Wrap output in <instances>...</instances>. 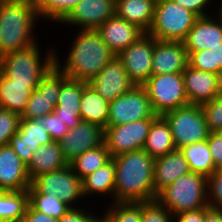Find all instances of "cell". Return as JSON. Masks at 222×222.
<instances>
[{"label":"cell","mask_w":222,"mask_h":222,"mask_svg":"<svg viewBox=\"0 0 222 222\" xmlns=\"http://www.w3.org/2000/svg\"><path fill=\"white\" fill-rule=\"evenodd\" d=\"M116 168L113 203L150 202L154 192V162L144 149L112 157Z\"/></svg>","instance_id":"cell-1"},{"label":"cell","mask_w":222,"mask_h":222,"mask_svg":"<svg viewBox=\"0 0 222 222\" xmlns=\"http://www.w3.org/2000/svg\"><path fill=\"white\" fill-rule=\"evenodd\" d=\"M62 63L55 50V65L72 80L89 83L116 56L96 30H78Z\"/></svg>","instance_id":"cell-2"},{"label":"cell","mask_w":222,"mask_h":222,"mask_svg":"<svg viewBox=\"0 0 222 222\" xmlns=\"http://www.w3.org/2000/svg\"><path fill=\"white\" fill-rule=\"evenodd\" d=\"M37 20L35 0H6L0 6V56L38 42Z\"/></svg>","instance_id":"cell-3"},{"label":"cell","mask_w":222,"mask_h":222,"mask_svg":"<svg viewBox=\"0 0 222 222\" xmlns=\"http://www.w3.org/2000/svg\"><path fill=\"white\" fill-rule=\"evenodd\" d=\"M40 42L1 56L3 75L12 84H38L48 70L55 65V47L46 55L40 52Z\"/></svg>","instance_id":"cell-4"},{"label":"cell","mask_w":222,"mask_h":222,"mask_svg":"<svg viewBox=\"0 0 222 222\" xmlns=\"http://www.w3.org/2000/svg\"><path fill=\"white\" fill-rule=\"evenodd\" d=\"M208 178L189 172L161 190L156 201L172 214L210 207L208 203Z\"/></svg>","instance_id":"cell-5"},{"label":"cell","mask_w":222,"mask_h":222,"mask_svg":"<svg viewBox=\"0 0 222 222\" xmlns=\"http://www.w3.org/2000/svg\"><path fill=\"white\" fill-rule=\"evenodd\" d=\"M198 18L173 0H158L147 33L160 41H183Z\"/></svg>","instance_id":"cell-6"},{"label":"cell","mask_w":222,"mask_h":222,"mask_svg":"<svg viewBox=\"0 0 222 222\" xmlns=\"http://www.w3.org/2000/svg\"><path fill=\"white\" fill-rule=\"evenodd\" d=\"M168 122L176 149L207 140L210 131L200 105L189 104L162 115Z\"/></svg>","instance_id":"cell-7"},{"label":"cell","mask_w":222,"mask_h":222,"mask_svg":"<svg viewBox=\"0 0 222 222\" xmlns=\"http://www.w3.org/2000/svg\"><path fill=\"white\" fill-rule=\"evenodd\" d=\"M143 86L157 115L189 105L183 72L151 75Z\"/></svg>","instance_id":"cell-8"},{"label":"cell","mask_w":222,"mask_h":222,"mask_svg":"<svg viewBox=\"0 0 222 222\" xmlns=\"http://www.w3.org/2000/svg\"><path fill=\"white\" fill-rule=\"evenodd\" d=\"M31 186L39 193L58 196L71 208L80 207L78 202L84 199L82 180L69 164L60 170L38 175L31 181Z\"/></svg>","instance_id":"cell-9"},{"label":"cell","mask_w":222,"mask_h":222,"mask_svg":"<svg viewBox=\"0 0 222 222\" xmlns=\"http://www.w3.org/2000/svg\"><path fill=\"white\" fill-rule=\"evenodd\" d=\"M154 114L144 86L134 85L130 90L110 102L107 127L150 118Z\"/></svg>","instance_id":"cell-10"},{"label":"cell","mask_w":222,"mask_h":222,"mask_svg":"<svg viewBox=\"0 0 222 222\" xmlns=\"http://www.w3.org/2000/svg\"><path fill=\"white\" fill-rule=\"evenodd\" d=\"M68 77L56 66L51 67L32 91L21 118L36 119L54 112L61 85Z\"/></svg>","instance_id":"cell-11"},{"label":"cell","mask_w":222,"mask_h":222,"mask_svg":"<svg viewBox=\"0 0 222 222\" xmlns=\"http://www.w3.org/2000/svg\"><path fill=\"white\" fill-rule=\"evenodd\" d=\"M157 116L154 114L150 118L106 127L104 129V144L110 151L111 157L143 149L152 123Z\"/></svg>","instance_id":"cell-12"},{"label":"cell","mask_w":222,"mask_h":222,"mask_svg":"<svg viewBox=\"0 0 222 222\" xmlns=\"http://www.w3.org/2000/svg\"><path fill=\"white\" fill-rule=\"evenodd\" d=\"M154 44L155 38L145 33L117 55L135 85H143L152 75Z\"/></svg>","instance_id":"cell-13"},{"label":"cell","mask_w":222,"mask_h":222,"mask_svg":"<svg viewBox=\"0 0 222 222\" xmlns=\"http://www.w3.org/2000/svg\"><path fill=\"white\" fill-rule=\"evenodd\" d=\"M52 141L45 127L43 116L36 119L21 118L19 130L11 136L8 144L22 162L28 166L33 152L39 146L49 144Z\"/></svg>","instance_id":"cell-14"},{"label":"cell","mask_w":222,"mask_h":222,"mask_svg":"<svg viewBox=\"0 0 222 222\" xmlns=\"http://www.w3.org/2000/svg\"><path fill=\"white\" fill-rule=\"evenodd\" d=\"M63 157L68 163L82 153L104 143V129L97 124L82 121L59 142Z\"/></svg>","instance_id":"cell-15"},{"label":"cell","mask_w":222,"mask_h":222,"mask_svg":"<svg viewBox=\"0 0 222 222\" xmlns=\"http://www.w3.org/2000/svg\"><path fill=\"white\" fill-rule=\"evenodd\" d=\"M115 15V0H81L61 24L96 30Z\"/></svg>","instance_id":"cell-16"},{"label":"cell","mask_w":222,"mask_h":222,"mask_svg":"<svg viewBox=\"0 0 222 222\" xmlns=\"http://www.w3.org/2000/svg\"><path fill=\"white\" fill-rule=\"evenodd\" d=\"M88 84L109 103L135 85L117 56H114Z\"/></svg>","instance_id":"cell-17"},{"label":"cell","mask_w":222,"mask_h":222,"mask_svg":"<svg viewBox=\"0 0 222 222\" xmlns=\"http://www.w3.org/2000/svg\"><path fill=\"white\" fill-rule=\"evenodd\" d=\"M188 66V52L182 41H160L155 38L152 75L183 72Z\"/></svg>","instance_id":"cell-18"},{"label":"cell","mask_w":222,"mask_h":222,"mask_svg":"<svg viewBox=\"0 0 222 222\" xmlns=\"http://www.w3.org/2000/svg\"><path fill=\"white\" fill-rule=\"evenodd\" d=\"M212 16L199 17L182 41L188 55L193 51L212 50L222 43V19Z\"/></svg>","instance_id":"cell-19"},{"label":"cell","mask_w":222,"mask_h":222,"mask_svg":"<svg viewBox=\"0 0 222 222\" xmlns=\"http://www.w3.org/2000/svg\"><path fill=\"white\" fill-rule=\"evenodd\" d=\"M96 31L116 56L145 34L137 25L116 15L106 20Z\"/></svg>","instance_id":"cell-20"},{"label":"cell","mask_w":222,"mask_h":222,"mask_svg":"<svg viewBox=\"0 0 222 222\" xmlns=\"http://www.w3.org/2000/svg\"><path fill=\"white\" fill-rule=\"evenodd\" d=\"M30 186L27 166L9 144L0 147V191H23Z\"/></svg>","instance_id":"cell-21"},{"label":"cell","mask_w":222,"mask_h":222,"mask_svg":"<svg viewBox=\"0 0 222 222\" xmlns=\"http://www.w3.org/2000/svg\"><path fill=\"white\" fill-rule=\"evenodd\" d=\"M185 92L189 104L201 105L216 98V74L196 70L189 65L183 71Z\"/></svg>","instance_id":"cell-22"},{"label":"cell","mask_w":222,"mask_h":222,"mask_svg":"<svg viewBox=\"0 0 222 222\" xmlns=\"http://www.w3.org/2000/svg\"><path fill=\"white\" fill-rule=\"evenodd\" d=\"M87 83L84 81L67 79L62 85L54 113L64 121L69 130L81 122L80 101L83 88Z\"/></svg>","instance_id":"cell-23"},{"label":"cell","mask_w":222,"mask_h":222,"mask_svg":"<svg viewBox=\"0 0 222 222\" xmlns=\"http://www.w3.org/2000/svg\"><path fill=\"white\" fill-rule=\"evenodd\" d=\"M189 172L190 170L187 160L179 149L156 158L154 162L155 194L157 195L161 190L172 184L180 176Z\"/></svg>","instance_id":"cell-24"},{"label":"cell","mask_w":222,"mask_h":222,"mask_svg":"<svg viewBox=\"0 0 222 222\" xmlns=\"http://www.w3.org/2000/svg\"><path fill=\"white\" fill-rule=\"evenodd\" d=\"M69 163L62 155L59 143L52 141L39 146L34 152L31 162L27 166V173L32 181L38 175L60 170Z\"/></svg>","instance_id":"cell-25"},{"label":"cell","mask_w":222,"mask_h":222,"mask_svg":"<svg viewBox=\"0 0 222 222\" xmlns=\"http://www.w3.org/2000/svg\"><path fill=\"white\" fill-rule=\"evenodd\" d=\"M155 0H115V15L149 31L155 11Z\"/></svg>","instance_id":"cell-26"},{"label":"cell","mask_w":222,"mask_h":222,"mask_svg":"<svg viewBox=\"0 0 222 222\" xmlns=\"http://www.w3.org/2000/svg\"><path fill=\"white\" fill-rule=\"evenodd\" d=\"M116 168L113 159H111L104 166L100 167L93 173L87 175L82 179L83 196H88L94 199L93 195L104 196L111 198L113 203V194L115 189Z\"/></svg>","instance_id":"cell-27"},{"label":"cell","mask_w":222,"mask_h":222,"mask_svg":"<svg viewBox=\"0 0 222 222\" xmlns=\"http://www.w3.org/2000/svg\"><path fill=\"white\" fill-rule=\"evenodd\" d=\"M109 105L110 103L87 83L83 88L80 101L81 120L97 124L105 129L109 117Z\"/></svg>","instance_id":"cell-28"},{"label":"cell","mask_w":222,"mask_h":222,"mask_svg":"<svg viewBox=\"0 0 222 222\" xmlns=\"http://www.w3.org/2000/svg\"><path fill=\"white\" fill-rule=\"evenodd\" d=\"M143 149L153 159L176 150L170 126L162 115H158L154 119Z\"/></svg>","instance_id":"cell-29"},{"label":"cell","mask_w":222,"mask_h":222,"mask_svg":"<svg viewBox=\"0 0 222 222\" xmlns=\"http://www.w3.org/2000/svg\"><path fill=\"white\" fill-rule=\"evenodd\" d=\"M38 84H12L4 75L0 79V108L22 115L28 99Z\"/></svg>","instance_id":"cell-30"},{"label":"cell","mask_w":222,"mask_h":222,"mask_svg":"<svg viewBox=\"0 0 222 222\" xmlns=\"http://www.w3.org/2000/svg\"><path fill=\"white\" fill-rule=\"evenodd\" d=\"M179 150L187 160L190 172L208 178L217 170L207 140L185 145Z\"/></svg>","instance_id":"cell-31"},{"label":"cell","mask_w":222,"mask_h":222,"mask_svg":"<svg viewBox=\"0 0 222 222\" xmlns=\"http://www.w3.org/2000/svg\"><path fill=\"white\" fill-rule=\"evenodd\" d=\"M29 206L28 190L0 191V221L24 219Z\"/></svg>","instance_id":"cell-32"},{"label":"cell","mask_w":222,"mask_h":222,"mask_svg":"<svg viewBox=\"0 0 222 222\" xmlns=\"http://www.w3.org/2000/svg\"><path fill=\"white\" fill-rule=\"evenodd\" d=\"M112 159L110 151L106 148V145H102L90 149L74 160L69 165L72 167L75 174L82 180L87 175L93 173L100 167L104 166Z\"/></svg>","instance_id":"cell-33"},{"label":"cell","mask_w":222,"mask_h":222,"mask_svg":"<svg viewBox=\"0 0 222 222\" xmlns=\"http://www.w3.org/2000/svg\"><path fill=\"white\" fill-rule=\"evenodd\" d=\"M29 206L55 219L62 217L71 207L58 196L37 192L32 186L28 188Z\"/></svg>","instance_id":"cell-34"},{"label":"cell","mask_w":222,"mask_h":222,"mask_svg":"<svg viewBox=\"0 0 222 222\" xmlns=\"http://www.w3.org/2000/svg\"><path fill=\"white\" fill-rule=\"evenodd\" d=\"M81 0H35L40 20L61 23ZM42 18V19H41ZM56 21V22H55Z\"/></svg>","instance_id":"cell-35"},{"label":"cell","mask_w":222,"mask_h":222,"mask_svg":"<svg viewBox=\"0 0 222 222\" xmlns=\"http://www.w3.org/2000/svg\"><path fill=\"white\" fill-rule=\"evenodd\" d=\"M102 222H141L142 203H109Z\"/></svg>","instance_id":"cell-36"},{"label":"cell","mask_w":222,"mask_h":222,"mask_svg":"<svg viewBox=\"0 0 222 222\" xmlns=\"http://www.w3.org/2000/svg\"><path fill=\"white\" fill-rule=\"evenodd\" d=\"M21 115L0 108V147L7 145L11 136L18 132Z\"/></svg>","instance_id":"cell-37"},{"label":"cell","mask_w":222,"mask_h":222,"mask_svg":"<svg viewBox=\"0 0 222 222\" xmlns=\"http://www.w3.org/2000/svg\"><path fill=\"white\" fill-rule=\"evenodd\" d=\"M210 132H222V98L217 96L213 100L200 105Z\"/></svg>","instance_id":"cell-38"},{"label":"cell","mask_w":222,"mask_h":222,"mask_svg":"<svg viewBox=\"0 0 222 222\" xmlns=\"http://www.w3.org/2000/svg\"><path fill=\"white\" fill-rule=\"evenodd\" d=\"M141 222H174V216L156 200L142 202Z\"/></svg>","instance_id":"cell-39"},{"label":"cell","mask_w":222,"mask_h":222,"mask_svg":"<svg viewBox=\"0 0 222 222\" xmlns=\"http://www.w3.org/2000/svg\"><path fill=\"white\" fill-rule=\"evenodd\" d=\"M188 65L196 70L215 74V57L213 50L193 51L188 55Z\"/></svg>","instance_id":"cell-40"},{"label":"cell","mask_w":222,"mask_h":222,"mask_svg":"<svg viewBox=\"0 0 222 222\" xmlns=\"http://www.w3.org/2000/svg\"><path fill=\"white\" fill-rule=\"evenodd\" d=\"M208 203L215 210L222 211V174L217 170L208 177Z\"/></svg>","instance_id":"cell-41"},{"label":"cell","mask_w":222,"mask_h":222,"mask_svg":"<svg viewBox=\"0 0 222 222\" xmlns=\"http://www.w3.org/2000/svg\"><path fill=\"white\" fill-rule=\"evenodd\" d=\"M86 209V210H85ZM92 208H70L62 217L58 219V222H102V216L98 217L92 213ZM91 211V212H89Z\"/></svg>","instance_id":"cell-42"},{"label":"cell","mask_w":222,"mask_h":222,"mask_svg":"<svg viewBox=\"0 0 222 222\" xmlns=\"http://www.w3.org/2000/svg\"><path fill=\"white\" fill-rule=\"evenodd\" d=\"M44 123L47 132L50 134L53 141L59 142L69 132L64 121L59 118L54 112L44 116Z\"/></svg>","instance_id":"cell-43"},{"label":"cell","mask_w":222,"mask_h":222,"mask_svg":"<svg viewBox=\"0 0 222 222\" xmlns=\"http://www.w3.org/2000/svg\"><path fill=\"white\" fill-rule=\"evenodd\" d=\"M173 1L177 3L178 5L183 6L185 9L192 11L198 17H206L212 14L210 13L211 6L215 2L214 0H173ZM208 10H209V13H207Z\"/></svg>","instance_id":"cell-44"},{"label":"cell","mask_w":222,"mask_h":222,"mask_svg":"<svg viewBox=\"0 0 222 222\" xmlns=\"http://www.w3.org/2000/svg\"><path fill=\"white\" fill-rule=\"evenodd\" d=\"M207 143L212 154L215 167L222 165V132H210Z\"/></svg>","instance_id":"cell-45"},{"label":"cell","mask_w":222,"mask_h":222,"mask_svg":"<svg viewBox=\"0 0 222 222\" xmlns=\"http://www.w3.org/2000/svg\"><path fill=\"white\" fill-rule=\"evenodd\" d=\"M206 208L194 211H185L174 215V222H204Z\"/></svg>","instance_id":"cell-46"},{"label":"cell","mask_w":222,"mask_h":222,"mask_svg":"<svg viewBox=\"0 0 222 222\" xmlns=\"http://www.w3.org/2000/svg\"><path fill=\"white\" fill-rule=\"evenodd\" d=\"M24 219L26 222H58V219L48 216L42 212L33 210L30 206L27 208Z\"/></svg>","instance_id":"cell-47"},{"label":"cell","mask_w":222,"mask_h":222,"mask_svg":"<svg viewBox=\"0 0 222 222\" xmlns=\"http://www.w3.org/2000/svg\"><path fill=\"white\" fill-rule=\"evenodd\" d=\"M204 222H222V211L206 207Z\"/></svg>","instance_id":"cell-48"},{"label":"cell","mask_w":222,"mask_h":222,"mask_svg":"<svg viewBox=\"0 0 222 222\" xmlns=\"http://www.w3.org/2000/svg\"><path fill=\"white\" fill-rule=\"evenodd\" d=\"M215 57V74L222 68V43L220 46L212 49Z\"/></svg>","instance_id":"cell-49"},{"label":"cell","mask_w":222,"mask_h":222,"mask_svg":"<svg viewBox=\"0 0 222 222\" xmlns=\"http://www.w3.org/2000/svg\"><path fill=\"white\" fill-rule=\"evenodd\" d=\"M217 76V95L222 98V68L216 73Z\"/></svg>","instance_id":"cell-50"},{"label":"cell","mask_w":222,"mask_h":222,"mask_svg":"<svg viewBox=\"0 0 222 222\" xmlns=\"http://www.w3.org/2000/svg\"><path fill=\"white\" fill-rule=\"evenodd\" d=\"M221 3H218V2ZM216 3H218L217 6H219L217 13L215 12L214 14H216V16H218L220 19H222V0H218ZM220 4V5H219ZM218 14V15H217Z\"/></svg>","instance_id":"cell-51"},{"label":"cell","mask_w":222,"mask_h":222,"mask_svg":"<svg viewBox=\"0 0 222 222\" xmlns=\"http://www.w3.org/2000/svg\"><path fill=\"white\" fill-rule=\"evenodd\" d=\"M2 75H3V64H2V59H1V56H0V79H1Z\"/></svg>","instance_id":"cell-52"},{"label":"cell","mask_w":222,"mask_h":222,"mask_svg":"<svg viewBox=\"0 0 222 222\" xmlns=\"http://www.w3.org/2000/svg\"><path fill=\"white\" fill-rule=\"evenodd\" d=\"M217 171L222 174V165L217 168Z\"/></svg>","instance_id":"cell-53"},{"label":"cell","mask_w":222,"mask_h":222,"mask_svg":"<svg viewBox=\"0 0 222 222\" xmlns=\"http://www.w3.org/2000/svg\"><path fill=\"white\" fill-rule=\"evenodd\" d=\"M14 222H26V220L25 219H20V220L14 221Z\"/></svg>","instance_id":"cell-54"},{"label":"cell","mask_w":222,"mask_h":222,"mask_svg":"<svg viewBox=\"0 0 222 222\" xmlns=\"http://www.w3.org/2000/svg\"><path fill=\"white\" fill-rule=\"evenodd\" d=\"M6 0H0V6L5 2Z\"/></svg>","instance_id":"cell-55"}]
</instances>
